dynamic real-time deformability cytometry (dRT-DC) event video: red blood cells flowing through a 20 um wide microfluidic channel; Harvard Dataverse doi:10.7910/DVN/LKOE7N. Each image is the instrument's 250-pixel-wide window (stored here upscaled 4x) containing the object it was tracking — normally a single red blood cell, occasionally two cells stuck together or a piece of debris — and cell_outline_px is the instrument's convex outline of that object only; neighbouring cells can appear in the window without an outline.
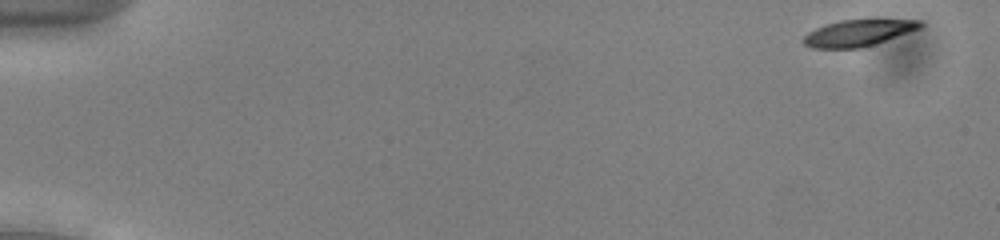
{"species": "common noctule bat (a hibernating species)", "species_latin": "Nyctalus noctula", "temperature_condition": "cold", "stored_images_in_passage": 9, "camera_frame_rate_fps": 3000, "um_per_image_px": 0.085, "animal": {"sex": "male", "body_mass_g": 13.0, "forearm_length_mm": 53.1}, "frame": {"image": 1, "passage_image": 1, "time_ms": 0.0, "image_size_px": [1000, 240], "cell_outline_px": [[924, 28], [860, 48], [812, 48], [804, 44], [800, 40], [808, 32], [816, 28], [840, 20], [920, 20], [924, 24]], "centroid_in_image_um": [72.96, 2.8], "position_along_channel_um": 12.0, "area_um2": 17.92}}